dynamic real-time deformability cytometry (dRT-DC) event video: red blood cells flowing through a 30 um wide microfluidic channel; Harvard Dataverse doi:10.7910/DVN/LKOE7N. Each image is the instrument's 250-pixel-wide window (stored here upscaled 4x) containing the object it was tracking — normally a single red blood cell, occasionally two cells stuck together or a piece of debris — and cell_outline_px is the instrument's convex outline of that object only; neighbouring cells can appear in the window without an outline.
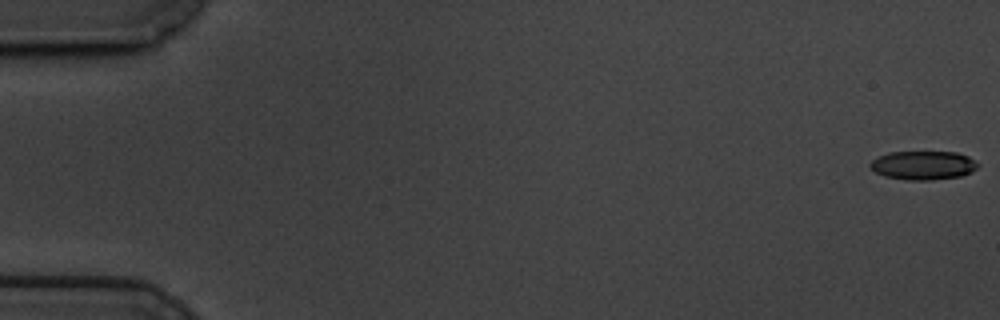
{"species": "common noctule bat (a hibernating species)", "species_latin": "Nyctalus noctula", "temperature_condition": "cold", "stored_images_in_passage": 18, "camera_frame_rate_fps": 3000, "um_per_image_px": 0.085, "animal": {"sex": "male", "body_mass_g": 19.5, "forearm_length_mm": 54.6}, "frame": {"image": 1, "passage_image": 1, "time_ms": 0.0, "image_size_px": [1000, 320], "cell_outline_px": [[980, 164], [972, 172], [960, 176], [932, 180], [908, 180], [884, 176], [876, 172], [868, 164], [872, 160], [888, 152], [956, 152], [968, 156]], "centroid_in_image_um": [78.49, 14.05], "position_along_channel_um": 6.5, "area_um2": 18.03}}
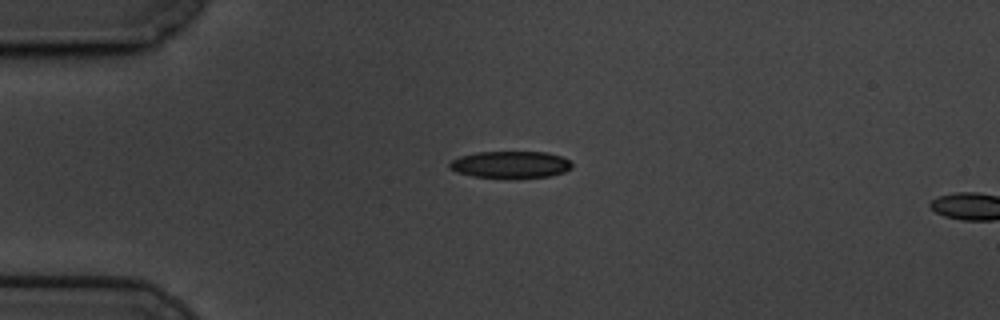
{"frame": {"image": 2, "passage_image": 15, "time_ms": 4.667, "image_size_px": [1000, 320], "cell_outline_px": [[572, 168], [564, 172], [548, 176], [512, 180], [504, 180], [472, 176], [456, 172], [448, 168], [448, 164], [452, 160], [460, 156], [476, 152], [548, 152], [560, 156], [568, 160], [572, 164]], "centroid_in_image_um": [43.36, 14.02], "position_along_channel_um": 41.6, "area_um2": 19.88}}